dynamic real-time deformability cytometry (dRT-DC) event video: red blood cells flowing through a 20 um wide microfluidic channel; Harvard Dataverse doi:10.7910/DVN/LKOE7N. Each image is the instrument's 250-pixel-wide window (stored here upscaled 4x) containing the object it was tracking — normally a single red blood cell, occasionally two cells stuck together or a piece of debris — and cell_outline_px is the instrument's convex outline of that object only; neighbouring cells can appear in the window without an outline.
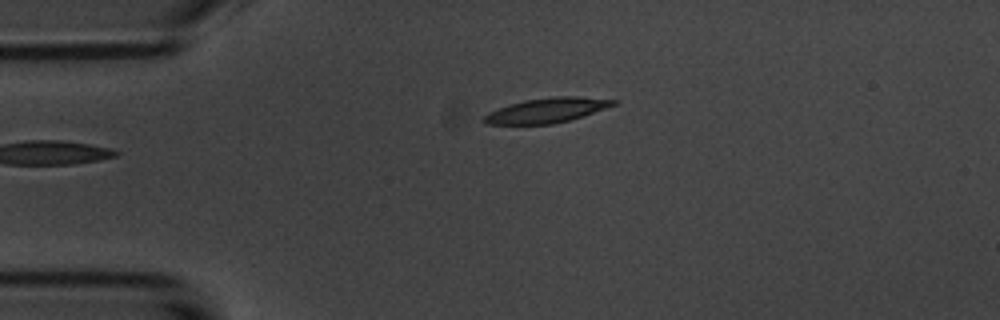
{"species": "common noctule bat (a hibernating species)", "species_latin": "Nyctalus noctula", "temperature_condition": "room temperature", "stored_images_in_passage": 5, "camera_frame_rate_fps": 3000, "um_per_image_px": 0.085, "animal": {"sex": "male", "body_mass_g": 20.1, "forearm_length_mm": 53.5}, "frame": {"image": 1, "passage_image": 5, "time_ms": 5.667, "image_size_px": [1000, 320], "cell_outline_px": [[620, 100], [616, 104], [568, 120], [552, 124], [484, 124], [480, 120], [488, 112], [524, 100], [556, 96], [576, 96]], "centroid_in_image_um": [46.44, 9.37], "position_along_channel_um": 38.6, "area_um2": 18.38}}